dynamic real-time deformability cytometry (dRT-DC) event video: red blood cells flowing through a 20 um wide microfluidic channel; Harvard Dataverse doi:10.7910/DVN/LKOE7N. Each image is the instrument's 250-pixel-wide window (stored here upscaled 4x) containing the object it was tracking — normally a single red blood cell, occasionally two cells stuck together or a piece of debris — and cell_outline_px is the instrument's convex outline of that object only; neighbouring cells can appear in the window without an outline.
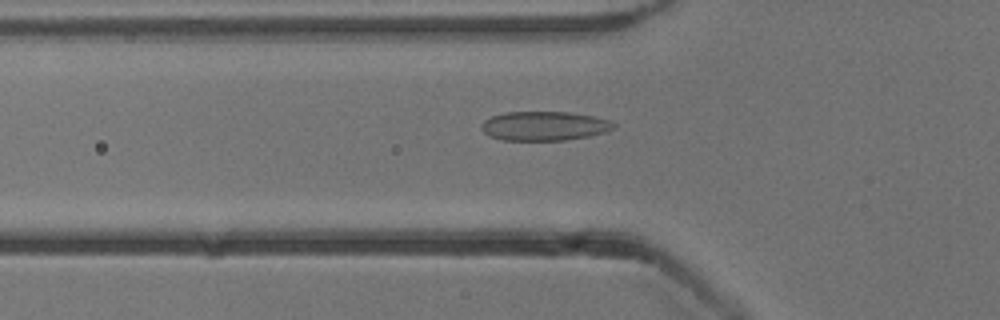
{"species": "common noctule bat (a hibernating species)", "species_latin": "Nyctalus noctula", "temperature_condition": "cold", "stored_images_in_passage": 44, "camera_frame_rate_fps": 3000, "um_per_image_px": 0.085, "animal": {"sex": "male", "body_mass_g": 13.3}, "frame": {"image": 1, "passage_image": 9, "time_ms": 2.667, "image_size_px": [1000, 320], "cell_outline_px": [[616, 128], [608, 132], [588, 136], [564, 140], [504, 140], [488, 136], [480, 128], [480, 124], [484, 120], [492, 116], [504, 112], [568, 112], [592, 116], [612, 120], [616, 124]], "centroid_in_image_um": [46.28, 10.7], "position_along_channel_um": 79.5, "area_um2": 22.72}}
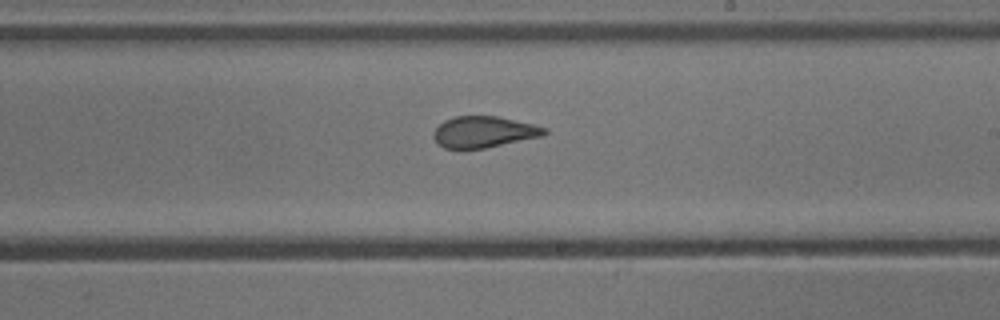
{"frame": {"image": 2, "passage_image": 22, "time_ms": 7.0, "image_size_px": [1000, 320], "cell_outline_px": [[548, 132], [544, 136], [484, 148], [444, 148], [432, 136], [432, 132], [444, 120], [456, 116], [496, 116], [532, 124], [548, 128]], "centroid_in_image_um": [41.14, 11.21], "position_along_channel_um": 247.9, "area_um2": 20.06}}
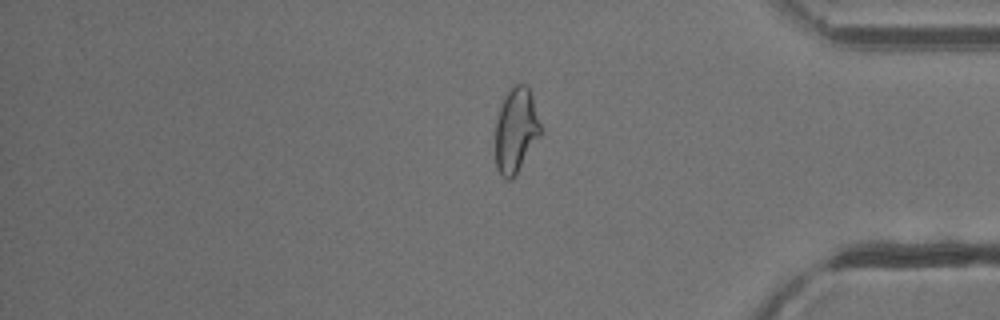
{"frame": {"image": 3, "passage_image": 35, "time_ms": 11.333, "image_size_px": [1000, 320], "cell_outline_px": [[540, 136], [512, 180], [508, 180], [500, 176], [496, 168], [496, 120], [500, 108], [508, 88], [516, 84], [524, 84], [528, 88], [532, 96], [540, 124]], "centroid_in_image_um": [43.83, 11.09], "position_along_channel_um": 391.4, "area_um2": 22.14}, "authors_computed_cell_mechanics": {"area_um2": 21.675, "velocity_mm_per_s": 3.8563, "shape_relaxation_time_tau1_ms": 5.3973, "shape_relaxation_time_tau2_ms": 1.0578, "deformation_change_tau1": 0.1519, "deformation_change_tau2": 0.0607}}